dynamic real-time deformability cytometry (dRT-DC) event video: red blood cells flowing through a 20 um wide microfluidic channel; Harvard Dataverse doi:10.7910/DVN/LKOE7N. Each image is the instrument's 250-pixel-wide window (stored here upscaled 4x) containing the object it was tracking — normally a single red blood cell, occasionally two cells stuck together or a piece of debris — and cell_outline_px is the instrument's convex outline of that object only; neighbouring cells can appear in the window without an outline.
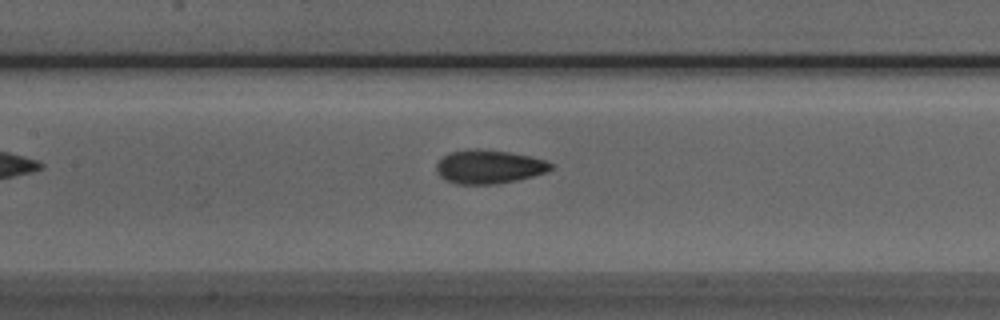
{"species": "Egyptian fruit bat (a non-hibernating species)", "species_latin": "Rousettus aegyptiacus", "temperature_condition": "room temperature", "stored_images_in_passage": 21, "camera_frame_rate_fps": 3000, "um_per_image_px": 0.085, "animal": {"sex": "male"}, "frame": {"image": 1, "passage_image": 8, "time_ms": 2.333, "image_size_px": [1000, 320], "cell_outline_px": [[556, 168], [548, 172], [516, 180], [496, 184], [456, 184], [444, 180], [436, 172], [436, 164], [448, 152], [468, 148], [476, 148], [508, 152], [532, 156], [548, 160]], "centroid_in_image_um": [41.58, 14.16], "position_along_channel_um": 165.8, "area_um2": 22.89}}
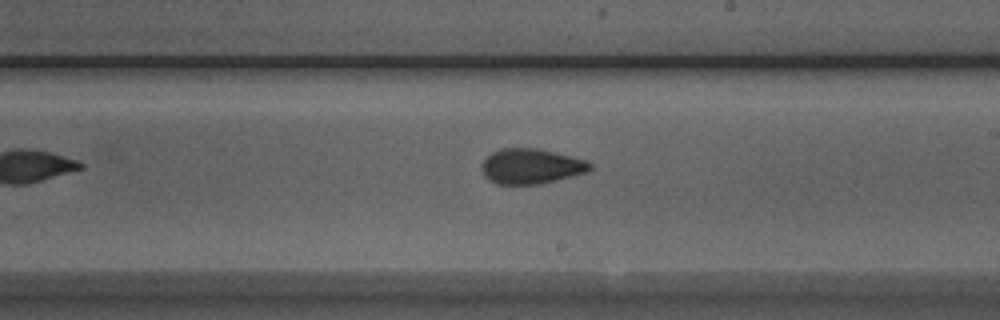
{"frame": {"image": 2, "passage_image": 14, "time_ms": 4.333, "image_size_px": [1000, 320], "cell_outline_px": [[592, 168], [588, 172], [540, 184], [496, 184], [488, 180], [484, 176], [480, 168], [480, 164], [492, 152], [500, 148], [540, 148], [588, 160], [592, 164]], "centroid_in_image_um": [45.14, 14.13], "position_along_channel_um": 243.9, "area_um2": 22.54}}
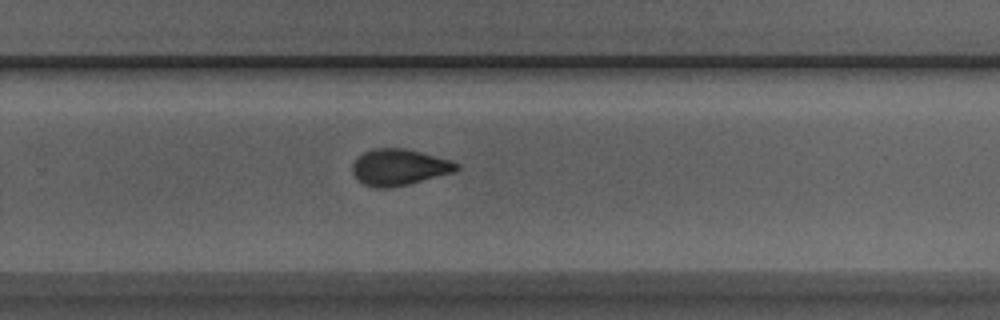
{"frame": {"image": 3, "passage_image": 18, "time_ms": 5.667, "image_size_px": [1000, 320], "cell_outline_px": [[460, 168], [456, 172], [408, 184], [388, 188], [376, 188], [364, 184], [352, 172], [352, 164], [356, 156], [372, 148], [404, 148], [452, 160], [460, 164]], "centroid_in_image_um": [33.94, 14.2], "position_along_channel_um": 295.9, "area_um2": 22.2}}